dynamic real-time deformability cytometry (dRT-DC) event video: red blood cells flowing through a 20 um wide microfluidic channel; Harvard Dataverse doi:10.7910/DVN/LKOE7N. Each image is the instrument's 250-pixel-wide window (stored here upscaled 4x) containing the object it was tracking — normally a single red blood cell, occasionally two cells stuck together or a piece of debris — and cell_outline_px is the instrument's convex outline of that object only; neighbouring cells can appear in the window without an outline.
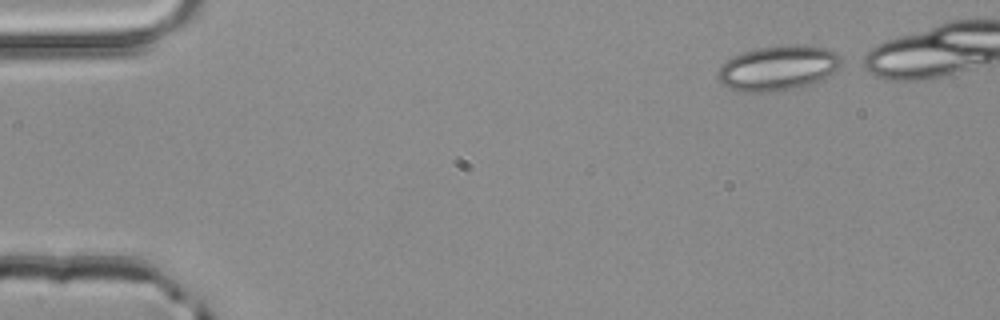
{"species": "common noctule bat (a hibernating species)", "species_latin": "Nyctalus noctula", "temperature_condition": "room temperature", "stored_images_in_passage": 41, "camera_frame_rate_fps": 3000, "um_per_image_px": 0.085, "animal": {"sex": "male", "body_mass_g": 20.4}, "frame": {"image": 1, "passage_image": 1, "time_ms": 0.0, "image_size_px": [1000, 320], "cell_outline_px": [[844, 64], [820, 80], [812, 84], [776, 92], [740, 92], [728, 88], [716, 80], [716, 72], [720, 64], [732, 56], [756, 48], [788, 44], [804, 44], [828, 48], [840, 56]], "centroid_in_image_um": [66.09, 5.78], "position_along_channel_um": 18.9, "area_um2": 33.0}}
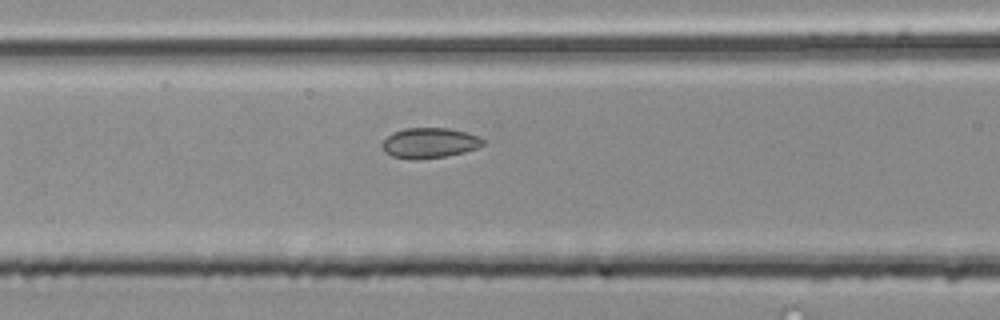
{"frame": {"image": 2, "passage_image": 17, "time_ms": 5.333, "image_size_px": [1000, 320], "cell_outline_px": [[484, 144], [480, 148], [464, 152], [444, 156], [392, 156], [384, 152], [380, 144], [392, 132], [404, 128], [448, 128], [480, 136], [484, 140]], "centroid_in_image_um": [36.55, 12.09], "position_along_channel_um": 130.1, "area_um2": 17.17}}
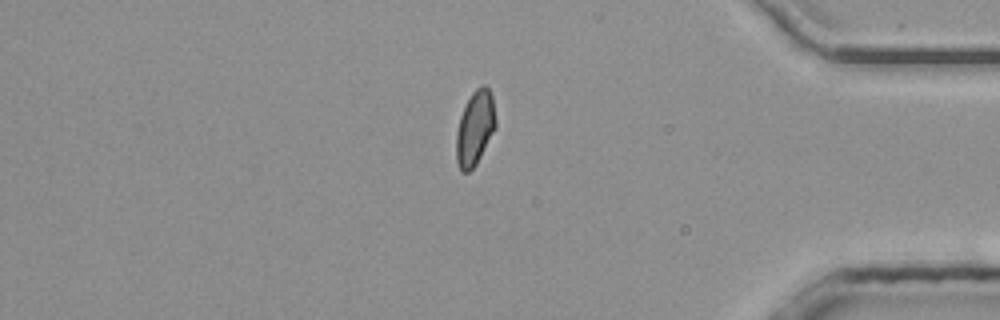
{"frame": {"image": 3, "passage_image": 39, "time_ms": 12.667, "image_size_px": [1000, 320], "cell_outline_px": [[496, 128], [476, 164], [468, 172], [460, 172], [456, 160], [456, 132], [460, 116], [472, 92], [476, 88], [484, 84], [488, 88], [492, 96], [496, 120]], "centroid_in_image_um": [40.37, 10.9], "position_along_channel_um": 394.8, "area_um2": 17.11}, "authors_computed_cell_mechanics": {"area_um2": 17.5134, "velocity_mm_per_s": 4.0205, "shape_relaxation_time_tau1_ms": null, "shape_relaxation_time_tau2_ms": 1.2859, "deformation_change_tau1": null, "deformation_change_tau2": 0.062}}